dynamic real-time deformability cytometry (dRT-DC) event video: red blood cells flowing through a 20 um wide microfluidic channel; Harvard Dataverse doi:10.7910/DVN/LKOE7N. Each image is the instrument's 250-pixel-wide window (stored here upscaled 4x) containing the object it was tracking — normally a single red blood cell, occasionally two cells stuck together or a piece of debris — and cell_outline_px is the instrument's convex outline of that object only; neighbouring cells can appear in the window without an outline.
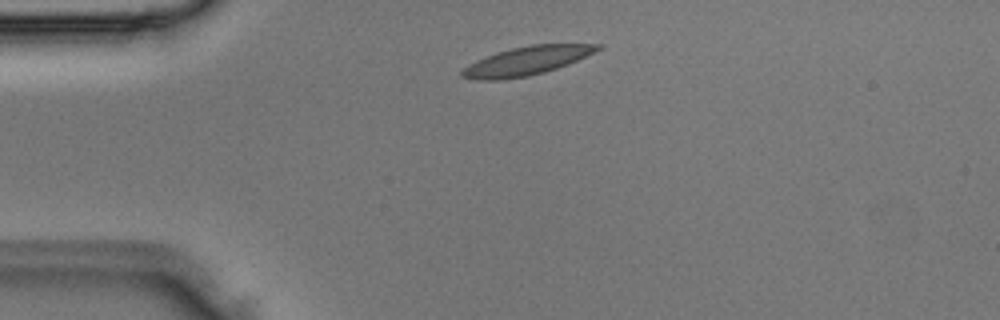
{"species": "Egyptian fruit bat (a non-hibernating species)", "species_latin": "Rousettus aegyptiacus", "temperature_condition": "room temperature", "stored_images_in_passage": 1, "camera_frame_rate_fps": 3000, "um_per_image_px": 0.085, "animal": {"sex": "male"}, "frame": {"image": 1, "passage_image": 1, "time_ms": 0.0, "image_size_px": [1000, 320], "cell_outline_px": [[604, 44], [600, 48], [576, 60], [556, 68], [544, 72], [528, 76], [500, 80], [476, 80], [460, 76], [460, 72], [468, 64], [476, 60], [496, 52], [512, 48], [532, 44]], "centroid_in_image_um": [44.68, 5.18], "position_along_channel_um": 40.3, "area_um2": 22.31}}